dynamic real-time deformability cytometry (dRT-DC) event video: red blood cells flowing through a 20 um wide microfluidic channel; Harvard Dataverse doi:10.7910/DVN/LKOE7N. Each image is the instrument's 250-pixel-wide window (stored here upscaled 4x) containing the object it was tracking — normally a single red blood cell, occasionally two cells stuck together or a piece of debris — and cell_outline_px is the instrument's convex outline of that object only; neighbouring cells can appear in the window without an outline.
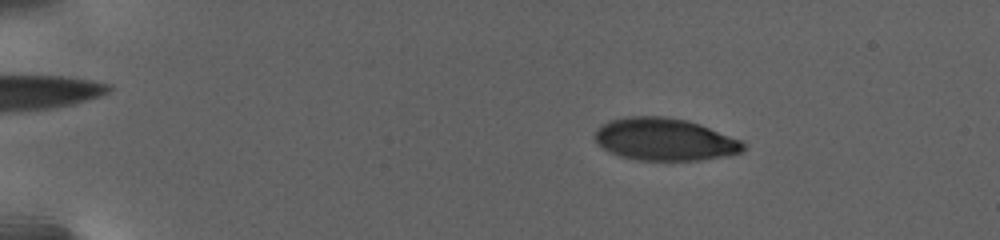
{"species": "human", "species_latin": "Homo sapiens", "temperature_condition": "warm", "stored_images_in_passage": 73, "camera_frame_rate_fps": 3000, "um_per_image_px": 0.085, "donor": {"sex": "female"}, "frame": {"image": 1, "passage_image": 8, "time_ms": 2.0, "image_size_px": [1000, 240], "cell_outline_px": [[744, 148], [740, 152], [724, 156], [700, 160], [636, 160], [620, 156], [608, 152], [592, 136], [596, 128], [600, 124], [608, 120], [628, 116], [664, 116], [684, 120], [700, 124], [740, 140], [744, 144]], "centroid_in_image_um": [56.42, 11.84], "position_along_channel_um": 28.6, "area_um2": 36.65}}
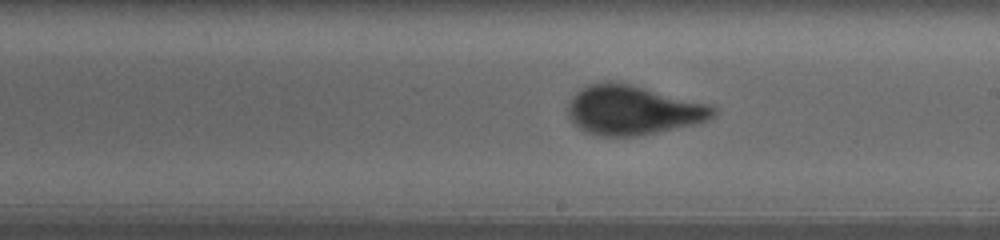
{"frame": {"image": 2, "passage_image": 45, "time_ms": 13.333, "image_size_px": [1000, 240], "cell_outline_px": [[716, 112], [708, 120], [692, 124], [656, 132], [636, 136], [604, 136], [588, 132], [580, 128], [568, 116], [568, 104], [572, 96], [580, 88], [588, 84], [604, 80], [616, 80], [632, 84], [704, 104], [716, 108]], "centroid_in_image_um": [53.71, 9.33], "position_along_channel_um": 235.3, "area_um2": 41.33}}
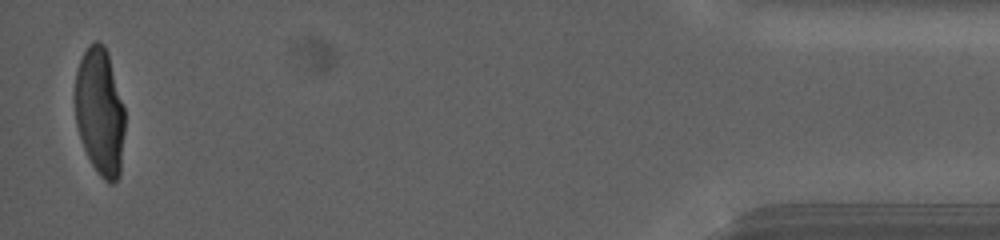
{"frame": {"image": 3, "passage_image": 73, "time_ms": 23.333, "image_size_px": [1000, 240], "cell_outline_px": [[124, 132], [120, 176], [112, 184], [108, 184], [100, 176], [92, 164], [84, 148], [76, 124], [76, 72], [80, 60], [88, 44], [96, 40], [100, 40], [104, 44], [108, 52], [124, 108]], "centroid_in_image_um": [8.5, 9.49], "position_along_channel_um": 426.7, "area_um2": 36.93}, "authors_computed_cell_mechanics": {"area_um2": 39.5352, "velocity_mm_per_s": 2.6659, "shape_relaxation_time_tau1_ms": 6.4035, "shape_relaxation_time_tau2_ms": null, "deformation_change_tau1": 0.2184, "deformation_change_tau2": null}}